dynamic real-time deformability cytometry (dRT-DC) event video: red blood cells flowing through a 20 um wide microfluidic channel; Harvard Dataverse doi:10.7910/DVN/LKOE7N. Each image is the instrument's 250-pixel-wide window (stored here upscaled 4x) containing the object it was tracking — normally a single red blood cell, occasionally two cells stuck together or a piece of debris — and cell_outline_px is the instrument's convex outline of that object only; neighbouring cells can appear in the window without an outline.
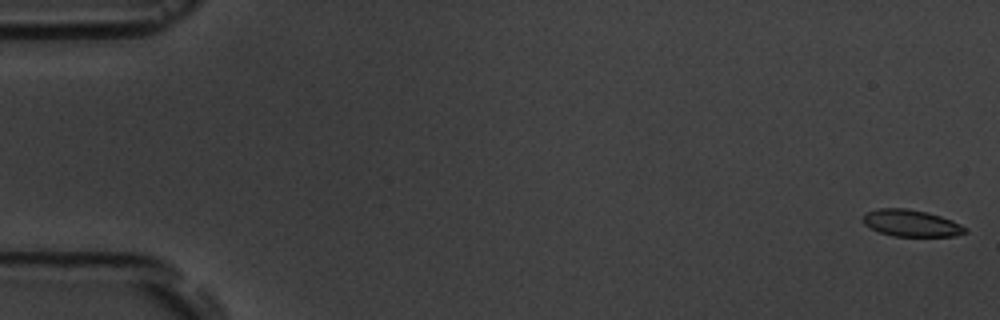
{"species": "common noctule bat (a hibernating species)", "species_latin": "Nyctalus noctula", "temperature_condition": "room temperature", "stored_images_in_passage": 8, "camera_frame_rate_fps": 3000, "um_per_image_px": 0.085, "animal": {"sex": "male", "body_mass_g": 19.5, "forearm_length_mm": 54.6}, "frame": {"image": 1, "passage_image": 1, "time_ms": 0.0, "image_size_px": [1000, 320], "cell_outline_px": [[968, 232], [956, 236], [892, 236], [880, 232], [864, 224], [864, 216], [868, 212], [876, 208], [908, 208], [928, 212], [952, 220], [968, 228]], "centroid_in_image_um": [77.5, 18.97], "position_along_channel_um": 7.5, "area_um2": 15.95}}
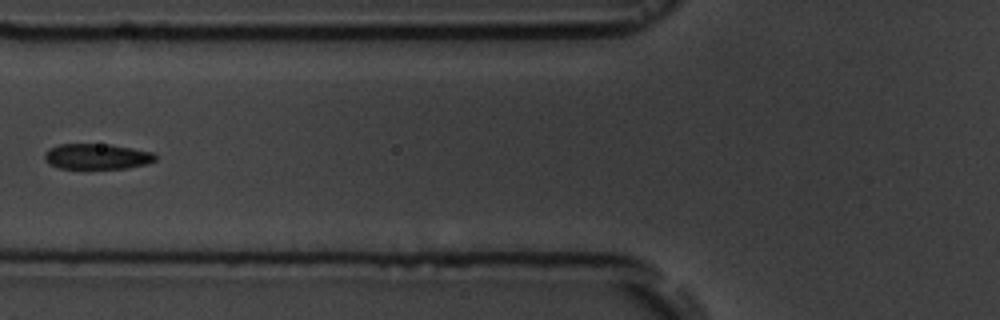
{"frame": {"image": 2, "passage_image": 7, "time_ms": 7.0, "image_size_px": [1000, 320], "cell_outline_px": [[156, 160], [148, 164], [128, 168], [60, 168], [48, 164], [44, 160], [44, 152], [48, 148], [60, 144], [112, 144], [152, 152], [156, 156]], "centroid_in_image_um": [8.22, 13.29], "position_along_channel_um": 117.6, "area_um2": 16.65}}
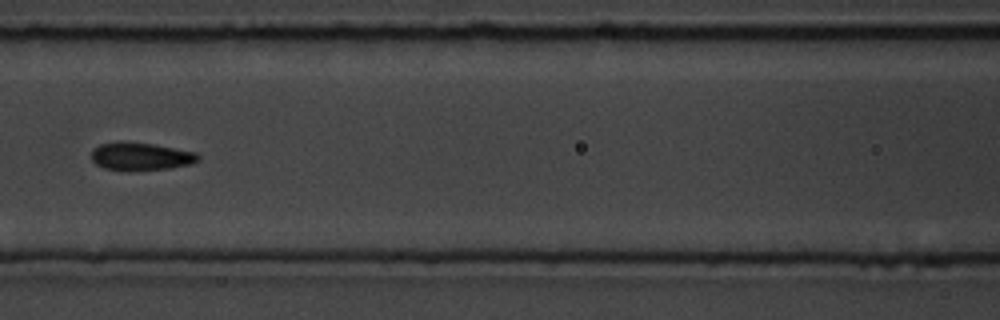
{"frame": {"image": 3, "passage_image": 8, "time_ms": 8.0, "image_size_px": [1000, 320], "cell_outline_px": [[200, 160], [192, 164], [168, 168], [128, 172], [104, 168], [96, 164], [92, 160], [92, 148], [100, 144], [152, 144], [196, 152], [200, 156]], "centroid_in_image_um": [12.0, 13.35], "position_along_channel_um": 154.6, "area_um2": 16.99}}